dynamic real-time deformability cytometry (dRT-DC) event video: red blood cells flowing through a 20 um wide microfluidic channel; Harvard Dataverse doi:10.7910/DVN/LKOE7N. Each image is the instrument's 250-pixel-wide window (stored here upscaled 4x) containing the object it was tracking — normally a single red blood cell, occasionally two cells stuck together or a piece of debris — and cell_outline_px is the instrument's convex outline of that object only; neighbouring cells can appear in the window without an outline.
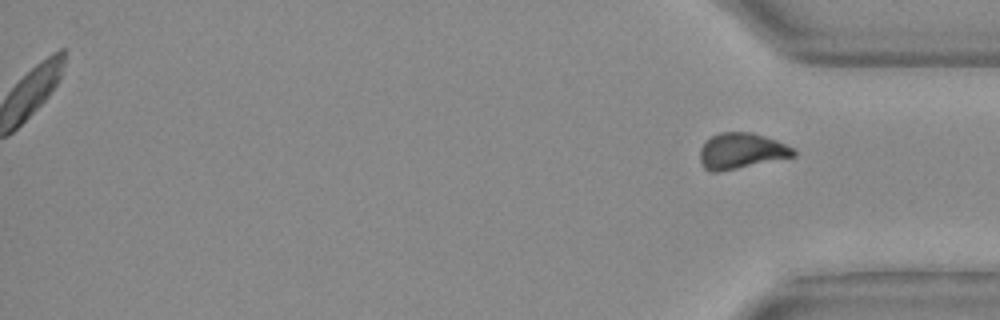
{"species": "Egyptian fruit bat (a non-hibernating species)", "species_latin": "Rousettus aegyptiacus", "temperature_condition": "warm", "stored_images_in_passage": 23, "segment_of_instrument_passage": [2, 2], "camera_frame_rate_fps": 3000, "um_per_image_px": 0.085, "animal": {"sex": "female"}, "frame": {"image": 1, "passage_image": 23, "time_ms": 7.333, "image_size_px": [1000, 320], "cell_outline_px": [[796, 156], [720, 172], [712, 172], [704, 168], [700, 160], [700, 148], [712, 136], [720, 132], [752, 132], [776, 140], [792, 148], [796, 152]], "centroid_in_image_um": [63.0, 12.84], "position_along_channel_um": 372.2, "area_um2": 19.42}}